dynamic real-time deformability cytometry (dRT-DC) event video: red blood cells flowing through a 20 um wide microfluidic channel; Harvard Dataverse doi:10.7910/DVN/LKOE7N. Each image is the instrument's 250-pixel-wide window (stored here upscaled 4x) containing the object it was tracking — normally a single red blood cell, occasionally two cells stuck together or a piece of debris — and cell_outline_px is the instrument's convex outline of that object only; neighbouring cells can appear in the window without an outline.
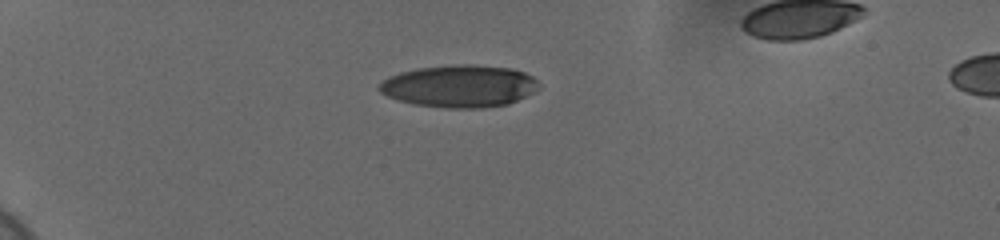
{"species": "human", "species_latin": "Homo sapiens", "temperature_condition": "cold", "stored_images_in_passage": 42, "camera_frame_rate_fps": 3000, "um_per_image_px": 0.085, "donor": {"sex": "female"}, "frame": {"image": 1, "passage_image": 1, "time_ms": 0.0, "image_size_px": [1000, 240], "cell_outline_px": [[540, 88], [508, 104], [480, 108], [444, 108], [416, 104], [400, 100], [388, 96], [380, 92], [376, 88], [388, 76], [400, 72], [420, 68], [456, 64], [472, 64], [512, 68], [524, 72], [532, 76], [540, 84]], "centroid_in_image_um": [39.06, 7.31], "position_along_channel_um": 45.9, "area_um2": 39.25}}
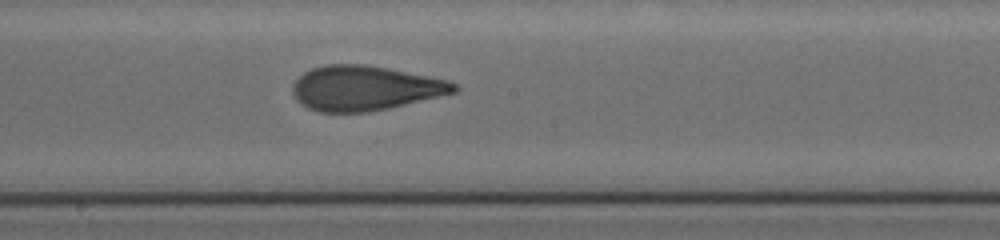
{"frame": {"image": 2, "passage_image": 19, "time_ms": 6.0, "image_size_px": [1000, 240], "cell_outline_px": [[460, 88], [456, 92], [388, 108], [364, 112], [320, 112], [308, 108], [300, 104], [296, 100], [292, 92], [292, 84], [304, 72], [312, 68], [324, 64], [364, 64], [388, 68], [452, 80]], "centroid_in_image_um": [31.01, 7.48], "position_along_channel_um": 217.2, "area_um2": 42.25}}
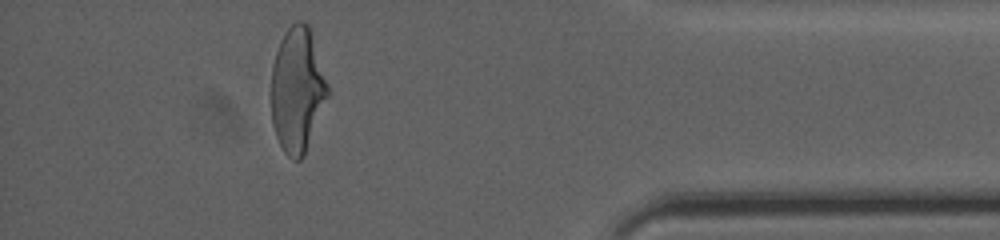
{"frame": {"image": 3, "passage_image": 37, "time_ms": 12.0, "image_size_px": [1000, 240], "cell_outline_px": [[328, 96], [304, 156], [300, 160], [292, 160], [284, 152], [276, 136], [272, 124], [272, 64], [280, 40], [284, 32], [296, 20], [304, 20], [308, 24], [328, 84]], "centroid_in_image_um": [25.26, 7.64], "position_along_channel_um": 409.9, "area_um2": 40.86}, "authors_computed_cell_mechanics": {"area_um2": 41.8472, "velocity_mm_per_s": 3.7174, "shape_relaxation_time_tau1_ms": 4.5429, "shape_relaxation_time_tau2_ms": 1.2755, "deformation_change_tau1": 0.2111, "deformation_change_tau2": 0.0824}}